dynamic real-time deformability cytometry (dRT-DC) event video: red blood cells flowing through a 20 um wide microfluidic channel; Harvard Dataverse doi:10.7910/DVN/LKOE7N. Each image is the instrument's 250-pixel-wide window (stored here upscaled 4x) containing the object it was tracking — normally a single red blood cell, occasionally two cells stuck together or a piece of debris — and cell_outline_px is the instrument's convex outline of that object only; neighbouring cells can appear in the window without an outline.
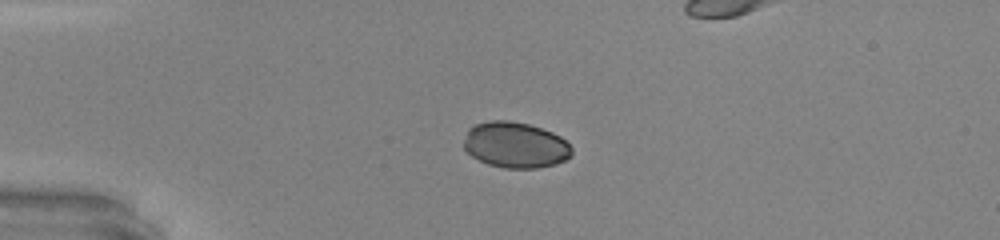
{"species": "common noctule bat (a hibernating species)", "species_latin": "Nyctalus noctula", "temperature_condition": "warm", "stored_images_in_passage": 32, "camera_frame_rate_fps": 3000, "um_per_image_px": 0.085, "animal": {"sex": "male", "body_mass_g": 20.0, "forearm_length_mm": 53.3}, "frame": {"image": 1, "passage_image": 1, "time_ms": 0.0, "image_size_px": [1000, 240], "cell_outline_px": [[572, 156], [556, 164], [536, 168], [504, 168], [488, 164], [472, 156], [464, 148], [464, 140], [468, 128], [476, 124], [488, 120], [508, 120], [528, 124], [552, 132], [560, 136], [572, 148]], "centroid_in_image_um": [43.8, 12.32], "position_along_channel_um": 41.2, "area_um2": 28.84}}
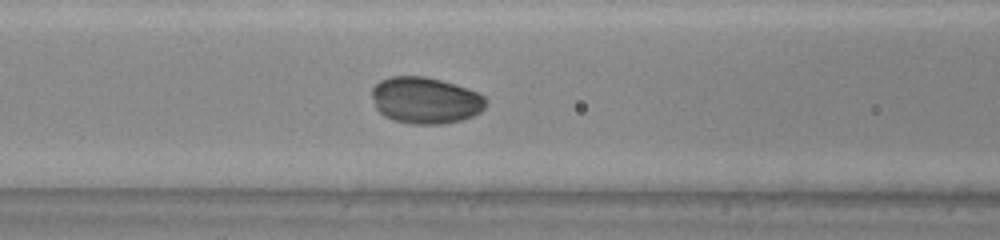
{"frame": {"image": 2, "passage_image": 10, "time_ms": 3.0, "image_size_px": [1000, 240], "cell_outline_px": [[484, 108], [480, 112], [472, 116], [460, 120], [444, 124], [412, 124], [396, 120], [384, 116], [376, 108], [372, 96], [372, 88], [380, 80], [392, 76], [424, 76], [440, 80], [476, 92], [484, 96]], "centroid_in_image_um": [36.12, 8.53], "position_along_channel_um": 130.5, "area_um2": 30.52}}
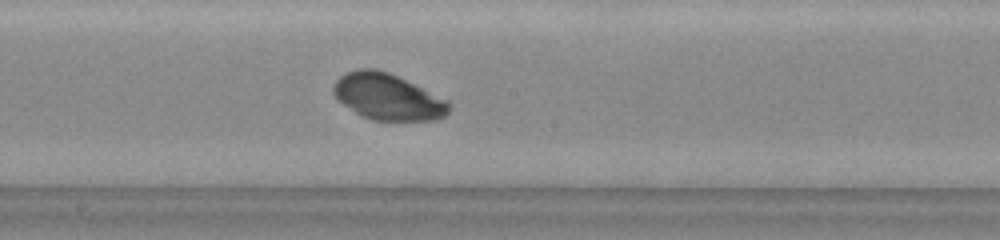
{"frame": {"image": 3, "passage_image": 16, "time_ms": 5.0, "image_size_px": [1000, 240], "cell_outline_px": [[452, 108], [444, 116], [436, 120], [372, 120], [360, 116], [336, 100], [332, 92], [332, 84], [340, 76], [348, 72], [360, 68], [376, 68], [388, 72], [448, 100], [452, 104]], "centroid_in_image_um": [32.92, 8.24], "position_along_channel_um": 215.3, "area_um2": 31.39}}